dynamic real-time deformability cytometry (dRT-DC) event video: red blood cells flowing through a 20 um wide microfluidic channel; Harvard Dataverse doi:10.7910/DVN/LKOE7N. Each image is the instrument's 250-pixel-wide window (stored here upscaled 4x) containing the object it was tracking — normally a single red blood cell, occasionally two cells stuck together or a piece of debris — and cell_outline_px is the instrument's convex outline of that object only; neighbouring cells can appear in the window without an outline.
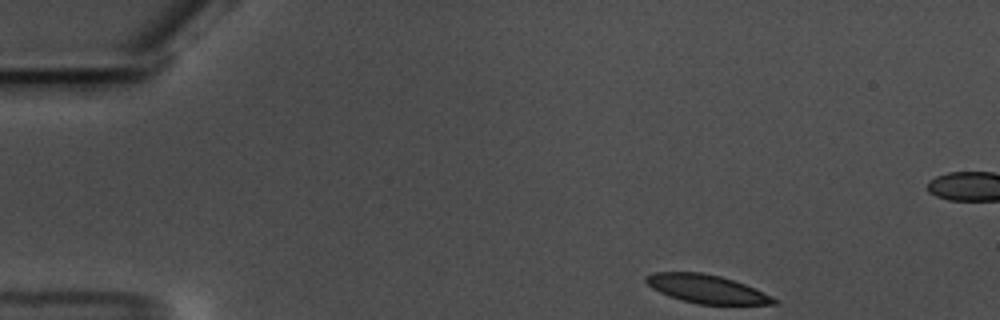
{"species": "common noctule bat (a hibernating species)", "species_latin": "Nyctalus noctula", "temperature_condition": "warm", "stored_images_in_passage": 52, "segment_of_instrument_passage": [1, 2], "camera_frame_rate_fps": 3000, "um_per_image_px": 0.085, "animal": {"sex": "male", "body_mass_g": 17.5, "forearm_length_mm": 52.3}, "frame": {"image": 1, "passage_image": 1, "time_ms": 0.0, "image_size_px": [1000, 320], "cell_outline_px": [[780, 300], [776, 304], [696, 304], [680, 300], [668, 296], [652, 288], [644, 280], [644, 276], [652, 272], [700, 272], [720, 276], [756, 288]], "centroid_in_image_um": [60.05, 24.56], "position_along_channel_um": 24.9, "area_um2": 21.27}}
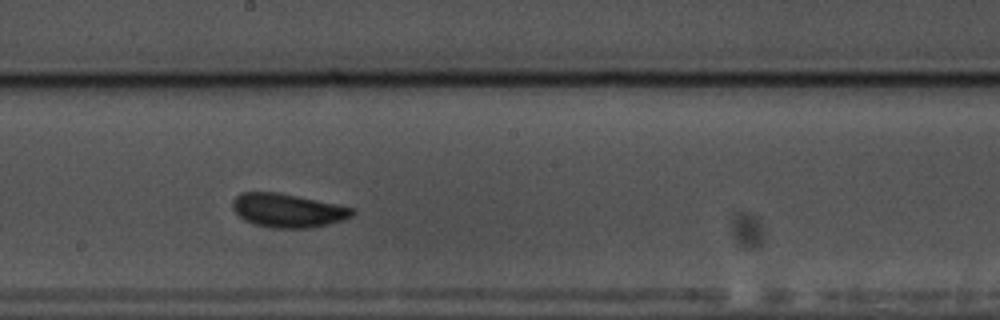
{"frame": {"image": 2, "passage_image": 25, "time_ms": 8.0, "image_size_px": [1000, 320], "cell_outline_px": [[356, 212], [352, 216], [328, 224], [312, 228], [272, 228], [256, 224], [244, 220], [232, 208], [232, 200], [240, 192], [280, 192], [356, 208]], "centroid_in_image_um": [24.47, 17.88], "position_along_channel_um": 223.7, "area_um2": 23.64}}
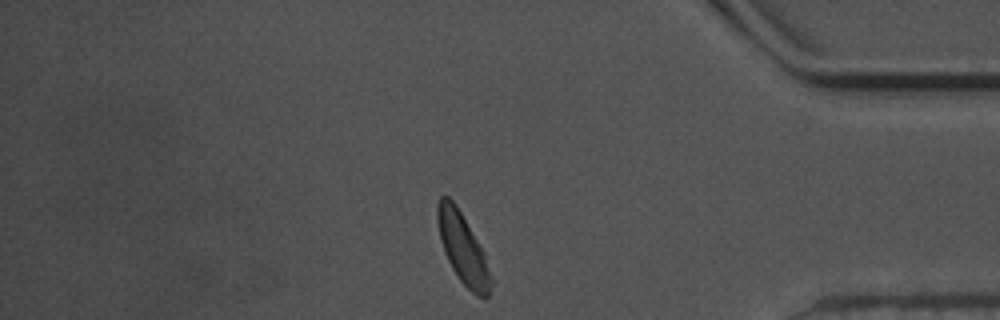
{"frame": {"image": 3, "passage_image": 42, "time_ms": 13.667, "image_size_px": [1000, 320], "cell_outline_px": [[492, 280], [488, 296], [476, 296], [460, 280], [452, 268], [444, 252], [440, 240], [436, 220], [436, 204], [440, 196], [448, 196], [456, 204], [484, 252], [492, 276]], "centroid_in_image_um": [39.31, 21.08], "position_along_channel_um": 395.9, "area_um2": 21.85}}